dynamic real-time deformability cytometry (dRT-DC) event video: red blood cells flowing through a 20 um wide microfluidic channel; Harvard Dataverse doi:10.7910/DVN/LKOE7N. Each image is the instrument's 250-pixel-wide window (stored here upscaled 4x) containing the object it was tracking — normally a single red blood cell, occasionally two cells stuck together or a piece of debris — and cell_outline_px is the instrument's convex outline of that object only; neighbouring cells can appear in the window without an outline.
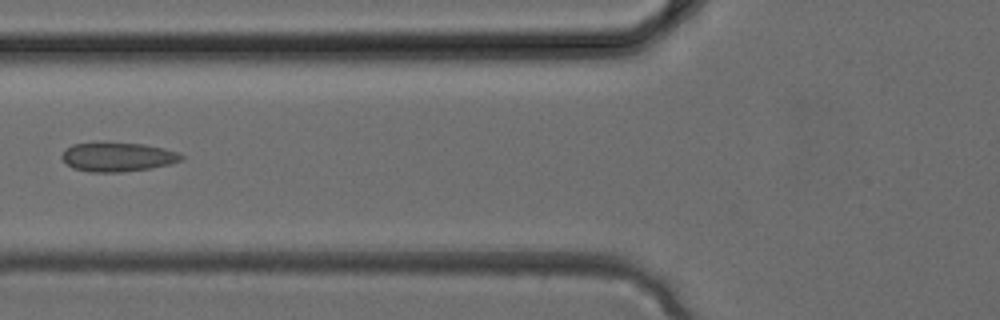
{"species": "common noctule bat (a hibernating species)", "species_latin": "Nyctalus noctula", "temperature_condition": "cold", "stored_images_in_passage": 4, "camera_frame_rate_fps": 3000, "um_per_image_px": 0.085, "animal": {"sex": "female", "body_mass_g": 24.6, "forearm_length_mm": 56.2}, "frame": {"image": 1, "passage_image": 4, "time_ms": 1.0, "image_size_px": [1000, 320], "cell_outline_px": [[184, 156], [180, 160], [168, 164], [148, 168], [120, 172], [88, 172], [72, 168], [60, 156], [72, 144], [104, 140], [144, 144], [164, 148], [176, 152]], "centroid_in_image_um": [9.94, 13.3], "position_along_channel_um": 115.9, "area_um2": 20.58}}